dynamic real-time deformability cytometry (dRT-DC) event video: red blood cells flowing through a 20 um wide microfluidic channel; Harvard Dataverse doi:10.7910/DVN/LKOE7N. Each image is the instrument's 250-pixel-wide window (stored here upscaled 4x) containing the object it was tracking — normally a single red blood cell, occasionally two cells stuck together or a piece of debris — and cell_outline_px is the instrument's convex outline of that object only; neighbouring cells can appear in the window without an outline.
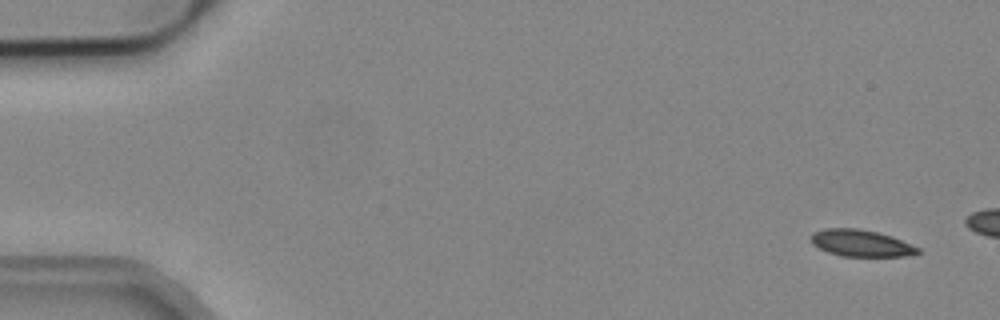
{"species": "common noctule bat (a hibernating species)", "species_latin": "Nyctalus noctula", "temperature_condition": "cold", "stored_images_in_passage": 3, "camera_frame_rate_fps": 3000, "um_per_image_px": 0.085, "animal": {"sex": "male", "body_mass_g": 19.2, "forearm_length_mm": 51.8}, "frame": {"image": 1, "passage_image": 1, "time_ms": 0.0, "image_size_px": [1000, 320], "cell_outline_px": [[920, 252], [904, 256], [840, 256], [828, 252], [812, 244], [812, 232], [824, 228], [856, 228], [876, 232], [892, 236], [920, 248]], "centroid_in_image_um": [73.17, 20.66], "position_along_channel_um": 11.8, "area_um2": 16.53}}